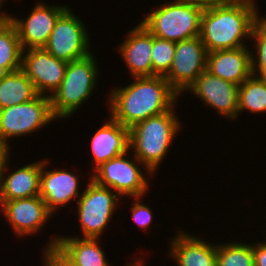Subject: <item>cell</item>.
Returning a JSON list of instances; mask_svg holds the SVG:
<instances>
[{"label":"cell","mask_w":266,"mask_h":266,"mask_svg":"<svg viewBox=\"0 0 266 266\" xmlns=\"http://www.w3.org/2000/svg\"><path fill=\"white\" fill-rule=\"evenodd\" d=\"M44 266H81L75 264L57 245L44 249Z\"/></svg>","instance_id":"cell-29"},{"label":"cell","mask_w":266,"mask_h":266,"mask_svg":"<svg viewBox=\"0 0 266 266\" xmlns=\"http://www.w3.org/2000/svg\"><path fill=\"white\" fill-rule=\"evenodd\" d=\"M185 91L199 97L225 118L237 119L239 85L221 79L205 70Z\"/></svg>","instance_id":"cell-12"},{"label":"cell","mask_w":266,"mask_h":266,"mask_svg":"<svg viewBox=\"0 0 266 266\" xmlns=\"http://www.w3.org/2000/svg\"><path fill=\"white\" fill-rule=\"evenodd\" d=\"M127 153L101 164L90 176L95 183L116 191L121 197H142L148 190V178L139 168L142 163L135 157L127 159ZM137 162V163H136ZM140 164V165H138Z\"/></svg>","instance_id":"cell-8"},{"label":"cell","mask_w":266,"mask_h":266,"mask_svg":"<svg viewBox=\"0 0 266 266\" xmlns=\"http://www.w3.org/2000/svg\"><path fill=\"white\" fill-rule=\"evenodd\" d=\"M110 188L95 183L92 179L78 198V218L82 238H99L112 219L119 199ZM119 198V199H118Z\"/></svg>","instance_id":"cell-7"},{"label":"cell","mask_w":266,"mask_h":266,"mask_svg":"<svg viewBox=\"0 0 266 266\" xmlns=\"http://www.w3.org/2000/svg\"><path fill=\"white\" fill-rule=\"evenodd\" d=\"M255 40L256 52L251 54L252 74L266 80V17H261L254 25L251 37ZM257 55H253L256 54ZM259 75H257V73Z\"/></svg>","instance_id":"cell-27"},{"label":"cell","mask_w":266,"mask_h":266,"mask_svg":"<svg viewBox=\"0 0 266 266\" xmlns=\"http://www.w3.org/2000/svg\"><path fill=\"white\" fill-rule=\"evenodd\" d=\"M68 8L66 5H45L37 3L30 15L25 19L11 17L20 44L23 50L33 48H44L48 42L51 32L58 17Z\"/></svg>","instance_id":"cell-13"},{"label":"cell","mask_w":266,"mask_h":266,"mask_svg":"<svg viewBox=\"0 0 266 266\" xmlns=\"http://www.w3.org/2000/svg\"><path fill=\"white\" fill-rule=\"evenodd\" d=\"M170 243L168 254L178 266H216L217 244L181 231Z\"/></svg>","instance_id":"cell-19"},{"label":"cell","mask_w":266,"mask_h":266,"mask_svg":"<svg viewBox=\"0 0 266 266\" xmlns=\"http://www.w3.org/2000/svg\"><path fill=\"white\" fill-rule=\"evenodd\" d=\"M176 43L153 36L152 76H165L173 63Z\"/></svg>","instance_id":"cell-26"},{"label":"cell","mask_w":266,"mask_h":266,"mask_svg":"<svg viewBox=\"0 0 266 266\" xmlns=\"http://www.w3.org/2000/svg\"><path fill=\"white\" fill-rule=\"evenodd\" d=\"M26 52L22 51L21 69L32 81L39 95H45L49 91L48 96H52L60 87L68 63L55 58L45 48L28 49Z\"/></svg>","instance_id":"cell-11"},{"label":"cell","mask_w":266,"mask_h":266,"mask_svg":"<svg viewBox=\"0 0 266 266\" xmlns=\"http://www.w3.org/2000/svg\"><path fill=\"white\" fill-rule=\"evenodd\" d=\"M266 113V80L251 74L240 86L238 115L241 111Z\"/></svg>","instance_id":"cell-23"},{"label":"cell","mask_w":266,"mask_h":266,"mask_svg":"<svg viewBox=\"0 0 266 266\" xmlns=\"http://www.w3.org/2000/svg\"><path fill=\"white\" fill-rule=\"evenodd\" d=\"M54 119L48 95H38L31 101L1 109L0 148L9 152V138L33 133Z\"/></svg>","instance_id":"cell-6"},{"label":"cell","mask_w":266,"mask_h":266,"mask_svg":"<svg viewBox=\"0 0 266 266\" xmlns=\"http://www.w3.org/2000/svg\"><path fill=\"white\" fill-rule=\"evenodd\" d=\"M10 157L8 151H4L0 148V203H1V195H2V186H3V176L6 172V167H8V158Z\"/></svg>","instance_id":"cell-32"},{"label":"cell","mask_w":266,"mask_h":266,"mask_svg":"<svg viewBox=\"0 0 266 266\" xmlns=\"http://www.w3.org/2000/svg\"><path fill=\"white\" fill-rule=\"evenodd\" d=\"M4 2V0H0V9H2V3ZM11 15L6 14L4 12H0V27L6 25L7 23H9L11 21Z\"/></svg>","instance_id":"cell-33"},{"label":"cell","mask_w":266,"mask_h":266,"mask_svg":"<svg viewBox=\"0 0 266 266\" xmlns=\"http://www.w3.org/2000/svg\"><path fill=\"white\" fill-rule=\"evenodd\" d=\"M8 73L9 71L5 67L1 66L0 63V80L4 78Z\"/></svg>","instance_id":"cell-34"},{"label":"cell","mask_w":266,"mask_h":266,"mask_svg":"<svg viewBox=\"0 0 266 266\" xmlns=\"http://www.w3.org/2000/svg\"><path fill=\"white\" fill-rule=\"evenodd\" d=\"M49 160L42 161V171L40 175L39 196L44 200L47 208L54 214L61 205H66L75 198L80 197L78 191L79 179L66 170H45ZM45 167V168H44Z\"/></svg>","instance_id":"cell-15"},{"label":"cell","mask_w":266,"mask_h":266,"mask_svg":"<svg viewBox=\"0 0 266 266\" xmlns=\"http://www.w3.org/2000/svg\"><path fill=\"white\" fill-rule=\"evenodd\" d=\"M254 266H266V242L253 244Z\"/></svg>","instance_id":"cell-30"},{"label":"cell","mask_w":266,"mask_h":266,"mask_svg":"<svg viewBox=\"0 0 266 266\" xmlns=\"http://www.w3.org/2000/svg\"><path fill=\"white\" fill-rule=\"evenodd\" d=\"M153 35L139 23L129 33L127 39L119 46L120 55L134 77H152L151 51Z\"/></svg>","instance_id":"cell-17"},{"label":"cell","mask_w":266,"mask_h":266,"mask_svg":"<svg viewBox=\"0 0 266 266\" xmlns=\"http://www.w3.org/2000/svg\"><path fill=\"white\" fill-rule=\"evenodd\" d=\"M216 266H254L253 244H217Z\"/></svg>","instance_id":"cell-25"},{"label":"cell","mask_w":266,"mask_h":266,"mask_svg":"<svg viewBox=\"0 0 266 266\" xmlns=\"http://www.w3.org/2000/svg\"><path fill=\"white\" fill-rule=\"evenodd\" d=\"M134 79L126 87L111 90L108 99L111 117L129 129L140 121L169 111L179 97L164 76Z\"/></svg>","instance_id":"cell-1"},{"label":"cell","mask_w":266,"mask_h":266,"mask_svg":"<svg viewBox=\"0 0 266 266\" xmlns=\"http://www.w3.org/2000/svg\"><path fill=\"white\" fill-rule=\"evenodd\" d=\"M88 36L81 19L68 7L56 20L44 48L55 58L69 63L91 54Z\"/></svg>","instance_id":"cell-9"},{"label":"cell","mask_w":266,"mask_h":266,"mask_svg":"<svg viewBox=\"0 0 266 266\" xmlns=\"http://www.w3.org/2000/svg\"><path fill=\"white\" fill-rule=\"evenodd\" d=\"M0 207L15 234L21 237L37 233L53 214L39 195L1 202Z\"/></svg>","instance_id":"cell-14"},{"label":"cell","mask_w":266,"mask_h":266,"mask_svg":"<svg viewBox=\"0 0 266 266\" xmlns=\"http://www.w3.org/2000/svg\"><path fill=\"white\" fill-rule=\"evenodd\" d=\"M140 197H134L135 202L131 207L133 221L144 231H146L153 220L151 209L141 203ZM137 200V201H136Z\"/></svg>","instance_id":"cell-28"},{"label":"cell","mask_w":266,"mask_h":266,"mask_svg":"<svg viewBox=\"0 0 266 266\" xmlns=\"http://www.w3.org/2000/svg\"><path fill=\"white\" fill-rule=\"evenodd\" d=\"M251 53L247 46L208 52L206 70L240 86L252 74Z\"/></svg>","instance_id":"cell-16"},{"label":"cell","mask_w":266,"mask_h":266,"mask_svg":"<svg viewBox=\"0 0 266 266\" xmlns=\"http://www.w3.org/2000/svg\"><path fill=\"white\" fill-rule=\"evenodd\" d=\"M156 9L141 22L153 36L175 43L200 36L204 8L196 2L173 0Z\"/></svg>","instance_id":"cell-4"},{"label":"cell","mask_w":266,"mask_h":266,"mask_svg":"<svg viewBox=\"0 0 266 266\" xmlns=\"http://www.w3.org/2000/svg\"><path fill=\"white\" fill-rule=\"evenodd\" d=\"M259 19L255 0L204 8L200 38L207 52L241 48Z\"/></svg>","instance_id":"cell-2"},{"label":"cell","mask_w":266,"mask_h":266,"mask_svg":"<svg viewBox=\"0 0 266 266\" xmlns=\"http://www.w3.org/2000/svg\"><path fill=\"white\" fill-rule=\"evenodd\" d=\"M175 105L162 114L149 117L129 129V150L144 166L147 175L153 174L163 163L169 146L181 127L174 113ZM174 109V110H173Z\"/></svg>","instance_id":"cell-3"},{"label":"cell","mask_w":266,"mask_h":266,"mask_svg":"<svg viewBox=\"0 0 266 266\" xmlns=\"http://www.w3.org/2000/svg\"><path fill=\"white\" fill-rule=\"evenodd\" d=\"M207 53L200 36L176 43L172 66L164 78L179 95L206 70Z\"/></svg>","instance_id":"cell-10"},{"label":"cell","mask_w":266,"mask_h":266,"mask_svg":"<svg viewBox=\"0 0 266 266\" xmlns=\"http://www.w3.org/2000/svg\"><path fill=\"white\" fill-rule=\"evenodd\" d=\"M144 261H142L141 259H139L138 261H135V263L133 262H131V263H128V265L127 266H143V263Z\"/></svg>","instance_id":"cell-35"},{"label":"cell","mask_w":266,"mask_h":266,"mask_svg":"<svg viewBox=\"0 0 266 266\" xmlns=\"http://www.w3.org/2000/svg\"><path fill=\"white\" fill-rule=\"evenodd\" d=\"M94 58L90 54L67 64L60 87L50 96L52 113L56 119L69 117L92 95L98 77Z\"/></svg>","instance_id":"cell-5"},{"label":"cell","mask_w":266,"mask_h":266,"mask_svg":"<svg viewBox=\"0 0 266 266\" xmlns=\"http://www.w3.org/2000/svg\"><path fill=\"white\" fill-rule=\"evenodd\" d=\"M39 94L22 69L9 72L0 80V110L31 101Z\"/></svg>","instance_id":"cell-22"},{"label":"cell","mask_w":266,"mask_h":266,"mask_svg":"<svg viewBox=\"0 0 266 266\" xmlns=\"http://www.w3.org/2000/svg\"><path fill=\"white\" fill-rule=\"evenodd\" d=\"M22 47L14 24L0 27V63L9 72L21 69Z\"/></svg>","instance_id":"cell-24"},{"label":"cell","mask_w":266,"mask_h":266,"mask_svg":"<svg viewBox=\"0 0 266 266\" xmlns=\"http://www.w3.org/2000/svg\"><path fill=\"white\" fill-rule=\"evenodd\" d=\"M196 2L199 6L203 8L213 7V6H228L234 5L246 0H192Z\"/></svg>","instance_id":"cell-31"},{"label":"cell","mask_w":266,"mask_h":266,"mask_svg":"<svg viewBox=\"0 0 266 266\" xmlns=\"http://www.w3.org/2000/svg\"><path fill=\"white\" fill-rule=\"evenodd\" d=\"M57 245L75 264L81 266H109L99 238L56 236L45 249Z\"/></svg>","instance_id":"cell-20"},{"label":"cell","mask_w":266,"mask_h":266,"mask_svg":"<svg viewBox=\"0 0 266 266\" xmlns=\"http://www.w3.org/2000/svg\"><path fill=\"white\" fill-rule=\"evenodd\" d=\"M109 118L91 139L94 170L108 160L129 152V128L111 116Z\"/></svg>","instance_id":"cell-18"},{"label":"cell","mask_w":266,"mask_h":266,"mask_svg":"<svg viewBox=\"0 0 266 266\" xmlns=\"http://www.w3.org/2000/svg\"><path fill=\"white\" fill-rule=\"evenodd\" d=\"M41 171L42 161H38L3 176L1 202L38 196Z\"/></svg>","instance_id":"cell-21"}]
</instances>
